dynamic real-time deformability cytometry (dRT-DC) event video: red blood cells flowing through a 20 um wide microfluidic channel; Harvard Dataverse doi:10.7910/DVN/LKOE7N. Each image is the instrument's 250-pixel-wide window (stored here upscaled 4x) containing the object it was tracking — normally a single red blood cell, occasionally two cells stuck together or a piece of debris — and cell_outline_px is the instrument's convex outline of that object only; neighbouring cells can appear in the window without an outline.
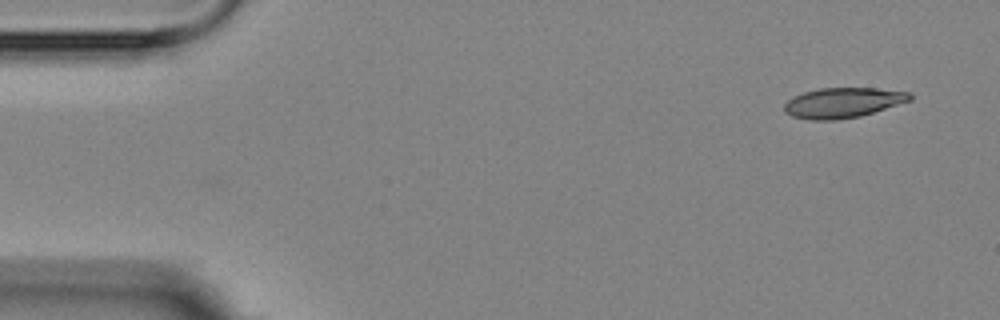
{"species": "Egyptian fruit bat (a non-hibernating species)", "species_latin": "Rousettus aegyptiacus", "temperature_condition": "room temperature", "stored_images_in_passage": 5, "camera_frame_rate_fps": 3000, "um_per_image_px": 0.085, "animal": {"sex": "female"}, "frame": {"image": 1, "passage_image": 1, "time_ms": 0.0, "image_size_px": [1000, 320], "cell_outline_px": [[912, 100], [860, 116], [836, 120], [808, 120], [792, 116], [784, 112], [784, 104], [792, 96], [804, 92], [820, 88], [876, 88], [912, 92]], "centroid_in_image_um": [71.64, 8.73], "position_along_channel_um": 13.4, "area_um2": 22.2}}
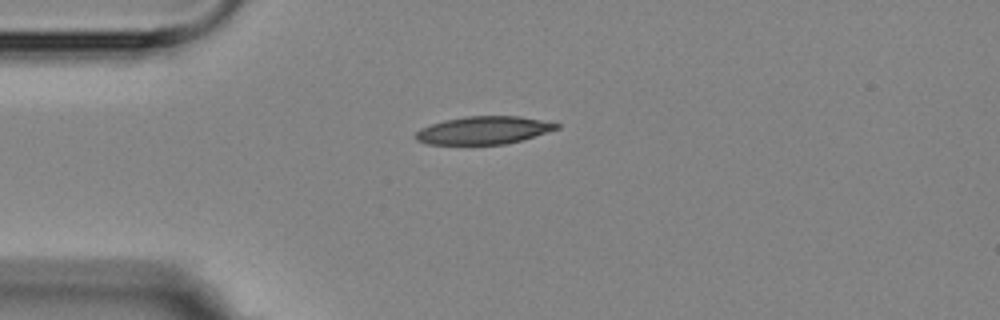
{"frame": {"image": 2, "passage_image": 3, "time_ms": 3.333, "image_size_px": [1000, 320], "cell_outline_px": [[560, 128], [520, 140], [504, 144], [428, 144], [416, 140], [416, 132], [420, 128], [444, 120], [468, 116], [520, 116], [560, 124]], "centroid_in_image_um": [41.09, 11.07], "position_along_channel_um": 43.9, "area_um2": 22.54}}
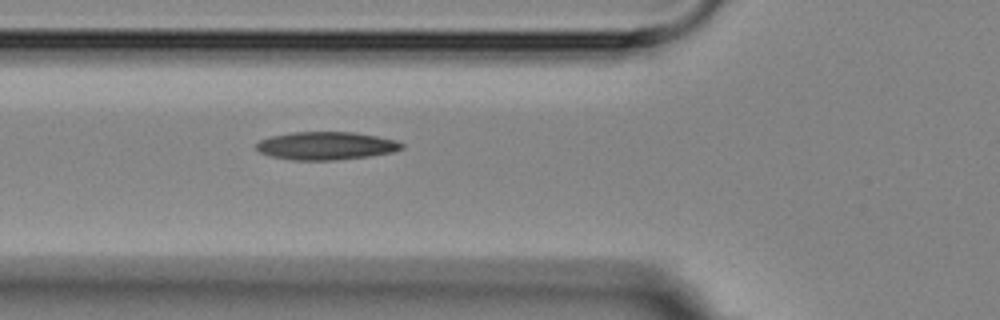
{"frame": {"image": 3, "passage_image": 5, "time_ms": 5.333, "image_size_px": [1000, 320], "cell_outline_px": [[404, 148], [392, 152], [368, 156], [336, 160], [292, 160], [272, 156], [260, 152], [256, 148], [256, 144], [260, 140], [272, 136], [292, 132], [352, 132], [376, 136], [396, 140], [404, 144]], "centroid_in_image_um": [27.73, 12.39], "position_along_channel_um": 98.1, "area_um2": 23.58}}